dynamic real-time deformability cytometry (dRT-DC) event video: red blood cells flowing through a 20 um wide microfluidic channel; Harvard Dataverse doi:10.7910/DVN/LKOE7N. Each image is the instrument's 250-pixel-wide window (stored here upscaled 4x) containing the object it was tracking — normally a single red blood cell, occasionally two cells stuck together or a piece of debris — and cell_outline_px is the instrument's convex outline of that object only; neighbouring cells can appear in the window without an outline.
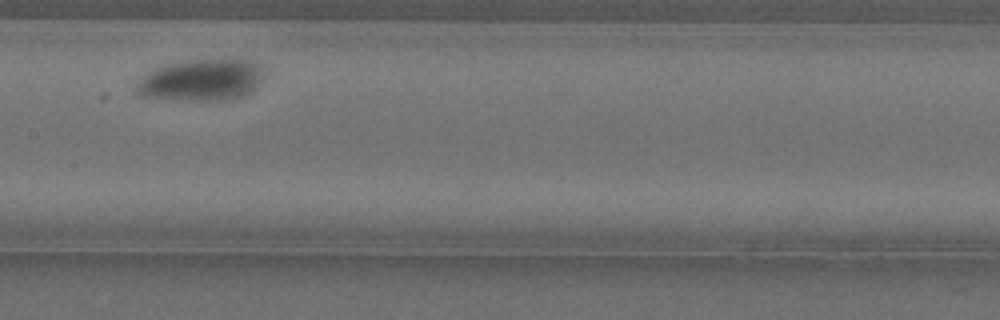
{"species": "Egyptian fruit bat (a non-hibernating species)", "species_latin": "Rousettus aegyptiacus", "temperature_condition": "cold", "stored_images_in_passage": 35, "camera_frame_rate_fps": 3000, "um_per_image_px": 0.085, "animal": {"sex": "female"}, "frame": {"image": 1, "passage_image": 16, "time_ms": 5.0, "image_size_px": [1000, 320], "cell_outline_px": [[268, 72], [256, 88], [252, 92], [244, 96], [232, 100], [184, 100], [136, 96], [136, 80], [144, 72], [152, 68], [164, 64], [184, 60], [256, 60], [268, 68]], "centroid_in_image_um": [17.15, 6.79], "position_along_channel_um": 190.3, "area_um2": 32.25}}
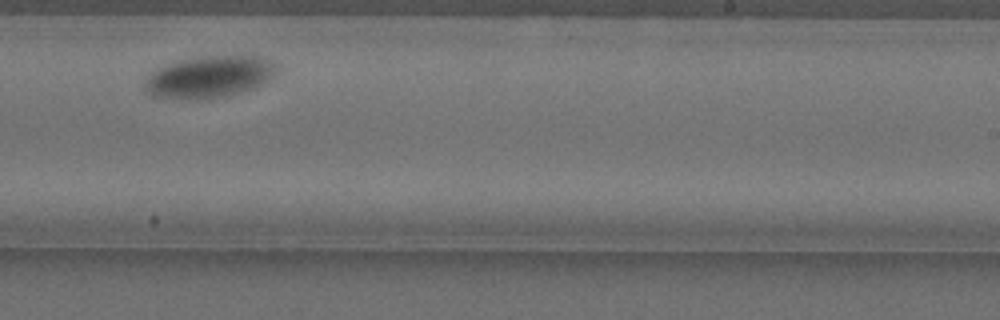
{"frame": {"image": 2, "passage_image": 24, "time_ms": 7.667, "image_size_px": [1000, 320], "cell_outline_px": [[280, 68], [268, 80], [256, 88], [228, 96], [208, 100], [184, 100], [152, 96], [144, 88], [144, 80], [156, 68], [180, 60], [204, 56], [260, 56], [268, 60]], "centroid_in_image_um": [17.78, 6.56], "position_along_channel_um": 271.2, "area_um2": 32.66}}
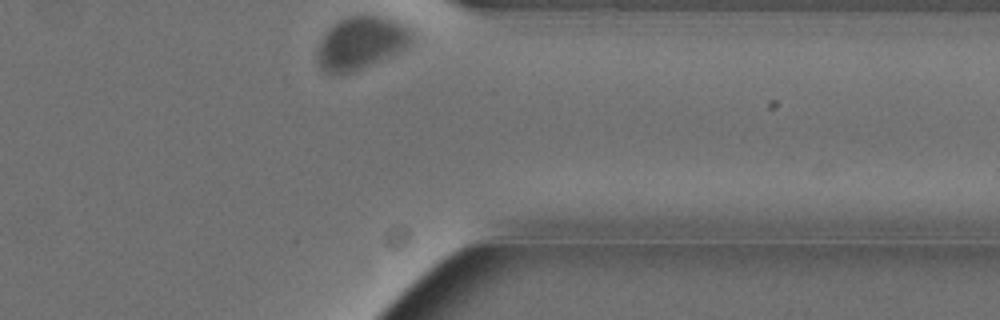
{"frame": {"image": 3, "passage_image": 35, "time_ms": 11.333, "image_size_px": [1000, 320], "cell_outline_px": [[412, 44], [400, 52], [360, 68], [348, 72], [324, 72], [320, 68], [316, 60], [316, 52], [320, 40], [340, 20], [348, 16], [376, 16], [392, 20], [404, 24], [412, 32]], "centroid_in_image_um": [30.69, 3.65], "position_along_channel_um": 380.7, "area_um2": 28.38}}